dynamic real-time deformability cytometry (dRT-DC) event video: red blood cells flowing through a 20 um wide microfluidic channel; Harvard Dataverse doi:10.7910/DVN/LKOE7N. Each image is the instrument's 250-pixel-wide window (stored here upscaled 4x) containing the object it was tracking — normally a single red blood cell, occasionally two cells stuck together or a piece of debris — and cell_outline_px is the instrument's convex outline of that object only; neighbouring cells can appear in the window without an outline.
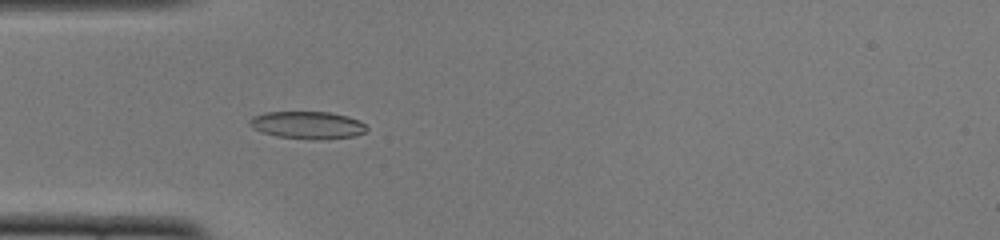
{"species": "common noctule bat (a hibernating species)", "species_latin": "Nyctalus noctula", "temperature_condition": "cold", "stored_images_in_passage": 52, "camera_frame_rate_fps": 3000, "um_per_image_px": 0.085, "animal": {"sex": "female", "body_mass_g": 22.0, "forearm_length_mm": 56.7}, "frame": {"image": 1, "passage_image": 16, "time_ms": 5.0, "image_size_px": [1000, 240], "cell_outline_px": [[368, 128], [364, 132], [352, 136], [312, 140], [276, 136], [260, 132], [252, 128], [248, 124], [248, 120], [252, 116], [264, 112], [332, 112], [348, 116], [360, 120]], "centroid_in_image_um": [26.09, 10.62], "position_along_channel_um": 58.9, "area_um2": 18.9}}
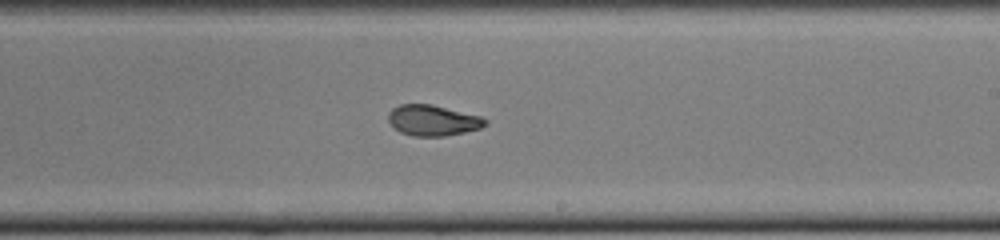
{"frame": {"image": 2, "passage_image": 31, "time_ms": 10.0, "image_size_px": [1000, 240], "cell_outline_px": [[488, 124], [480, 128], [464, 132], [444, 136], [412, 136], [400, 132], [392, 128], [388, 120], [388, 112], [392, 108], [400, 104], [432, 104], [480, 116], [488, 120]], "centroid_in_image_um": [36.76, 10.23], "position_along_channel_um": 252.2, "area_um2": 17.51}}
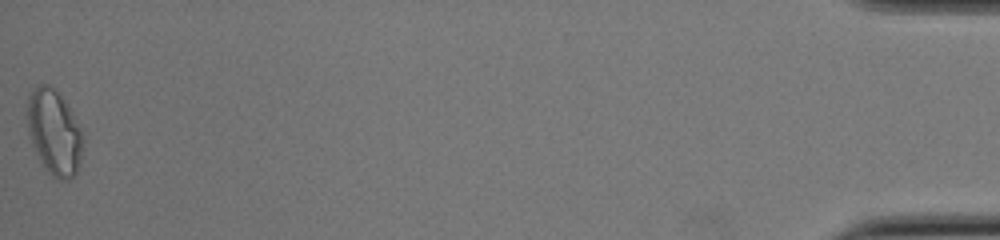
{"frame": {"image": 3, "passage_image": 52, "time_ms": 17.0, "image_size_px": [1000, 240], "cell_outline_px": [[84, 148], [80, 164], [76, 172], [68, 180], [60, 180], [52, 176], [40, 160], [32, 144], [28, 132], [28, 92], [40, 84], [48, 84], [64, 100], [80, 128], [84, 136]], "centroid_in_image_um": [4.63, 11.26], "position_along_channel_um": 430.6, "area_um2": 27.46}, "authors_computed_cell_mechanics": {"area_um2": 17.7735, "velocity_mm_per_s": 3.9263, "shape_relaxation_time_tau1_ms": 5.1738, "shape_relaxation_time_tau2_ms": 1.7758, "deformation_change_tau1": 0.1927, "deformation_change_tau2": 0.0624}}